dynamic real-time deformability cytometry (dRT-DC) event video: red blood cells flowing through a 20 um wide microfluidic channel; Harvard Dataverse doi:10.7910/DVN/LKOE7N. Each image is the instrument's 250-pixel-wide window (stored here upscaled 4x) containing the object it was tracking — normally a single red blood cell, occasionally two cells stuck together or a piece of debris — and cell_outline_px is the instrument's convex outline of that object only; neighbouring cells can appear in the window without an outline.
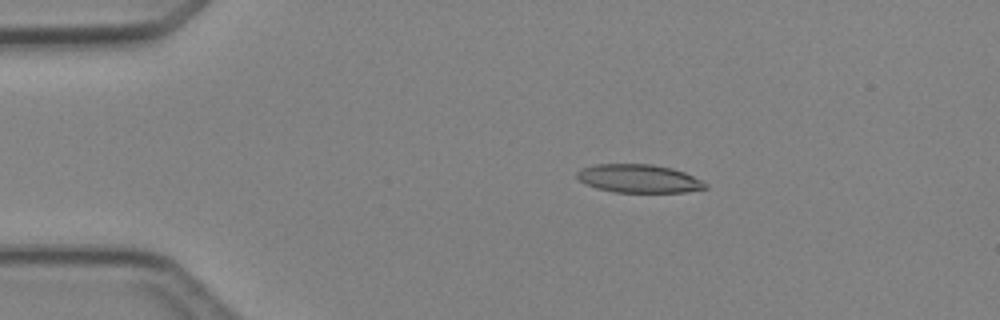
{"species": "Egyptian fruit bat (a non-hibernating species)", "species_latin": "Rousettus aegyptiacus", "temperature_condition": "cold", "stored_images_in_passage": 4, "camera_frame_rate_fps": 3000, "um_per_image_px": 0.085, "animal": {"sex": "female"}, "frame": {"image": 1, "passage_image": 3, "time_ms": 2.333, "image_size_px": [1000, 320], "cell_outline_px": [[708, 188], [684, 192], [616, 192], [596, 188], [584, 184], [576, 176], [576, 172], [580, 168], [596, 164], [652, 164], [672, 168], [684, 172], [708, 184]], "centroid_in_image_um": [54.27, 15.17], "position_along_channel_um": 30.7, "area_um2": 21.21}}